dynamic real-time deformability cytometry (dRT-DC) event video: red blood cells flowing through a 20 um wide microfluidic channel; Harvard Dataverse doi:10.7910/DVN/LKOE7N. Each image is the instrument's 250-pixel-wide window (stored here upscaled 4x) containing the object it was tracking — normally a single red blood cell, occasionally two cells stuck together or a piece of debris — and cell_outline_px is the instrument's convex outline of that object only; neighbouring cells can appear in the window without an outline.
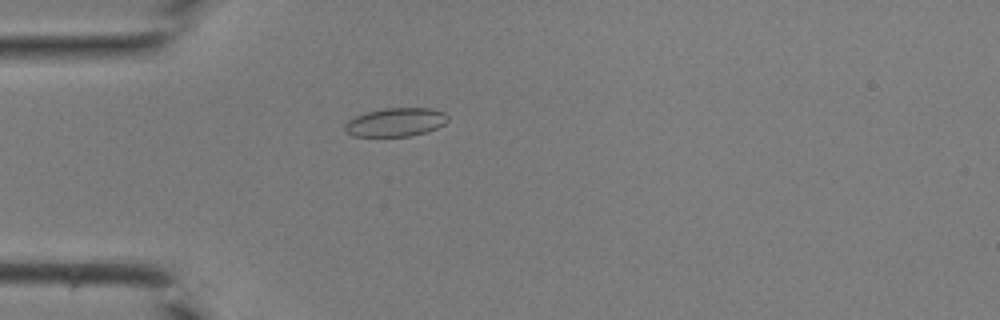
{"species": "common noctule bat (a hibernating species)", "species_latin": "Nyctalus noctula", "temperature_condition": "room temperature", "stored_images_in_passage": 24, "camera_frame_rate_fps": 3000, "um_per_image_px": 0.085, "animal": {"sex": "male", "body_mass_g": 19.0, "forearm_length_mm": 50.8}, "frame": {"image": 1, "passage_image": 8, "time_ms": 2.333, "image_size_px": [1000, 320], "cell_outline_px": [[448, 120], [444, 124], [436, 128], [412, 136], [352, 136], [344, 128], [344, 124], [348, 120], [364, 112], [384, 108], [432, 108], [444, 112], [448, 116]], "centroid_in_image_um": [33.62, 10.38], "position_along_channel_um": 51.4, "area_um2": 17.17}}
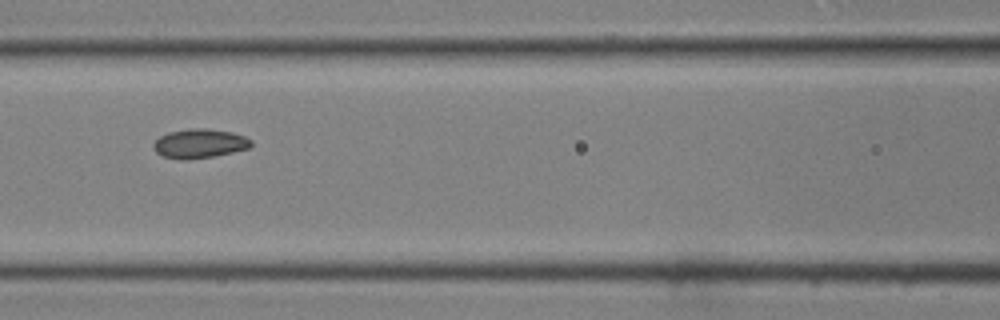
{"frame": {"image": 2, "passage_image": 15, "time_ms": 4.667, "image_size_px": [1000, 320], "cell_outline_px": [[252, 144], [248, 148], [232, 152], [212, 156], [184, 160], [164, 156], [156, 152], [152, 148], [152, 144], [160, 136], [168, 132], [188, 128], [208, 128], [232, 132], [244, 136], [252, 140]], "centroid_in_image_um": [16.94, 12.18], "position_along_channel_um": 149.7, "area_um2": 16.59}}
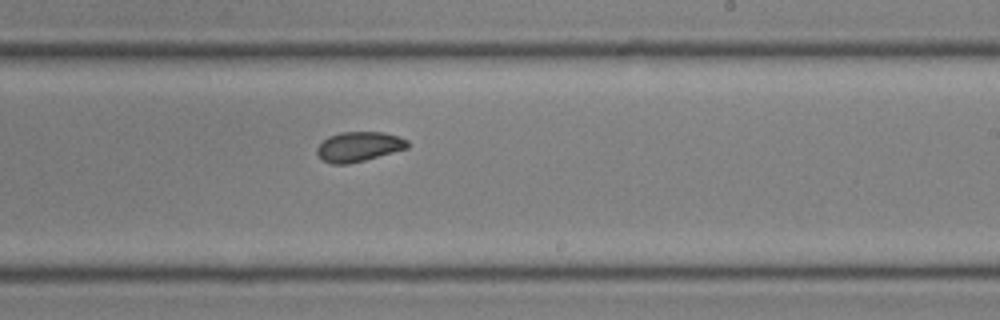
{"frame": {"image": 3, "passage_image": 22, "time_ms": 7.0, "image_size_px": [1000, 320], "cell_outline_px": [[408, 148], [364, 160], [348, 164], [332, 164], [320, 160], [316, 152], [316, 148], [328, 136], [340, 132], [384, 132], [400, 136], [408, 140]], "centroid_in_image_um": [30.48, 12.46], "position_along_channel_um": 258.5, "area_um2": 15.84}}